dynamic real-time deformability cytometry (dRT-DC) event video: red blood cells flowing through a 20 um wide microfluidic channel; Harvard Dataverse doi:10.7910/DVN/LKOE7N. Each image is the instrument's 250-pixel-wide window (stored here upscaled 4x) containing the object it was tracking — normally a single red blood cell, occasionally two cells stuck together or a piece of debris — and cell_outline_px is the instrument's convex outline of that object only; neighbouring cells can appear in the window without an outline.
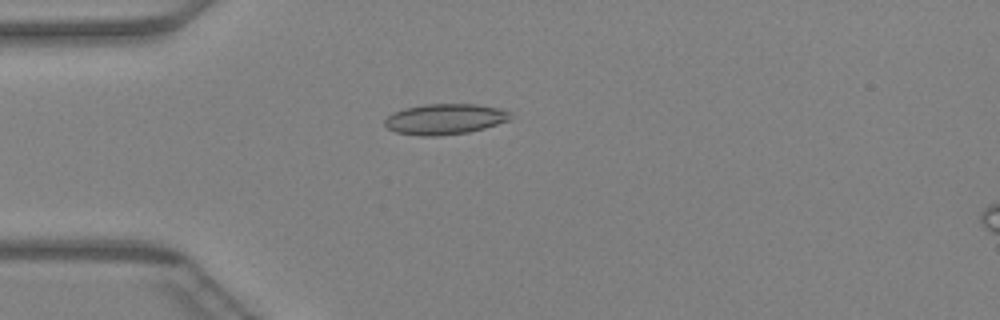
{"species": "Egyptian fruit bat (a non-hibernating species)", "species_latin": "Rousettus aegyptiacus", "temperature_condition": "warm", "stored_images_in_passage": 34, "camera_frame_rate_fps": 3000, "um_per_image_px": 0.085, "animal": {"sex": "female"}, "frame": {"image": 1, "passage_image": 1, "time_ms": 0.0, "image_size_px": [1000, 320], "cell_outline_px": [[512, 120], [484, 128], [468, 132], [440, 136], [420, 136], [396, 132], [388, 128], [384, 124], [384, 120], [392, 112], [404, 108], [424, 104], [476, 104], [500, 108], [508, 112], [512, 116]], "centroid_in_image_um": [37.82, 10.12], "position_along_channel_um": 47.2, "area_um2": 22.6}}
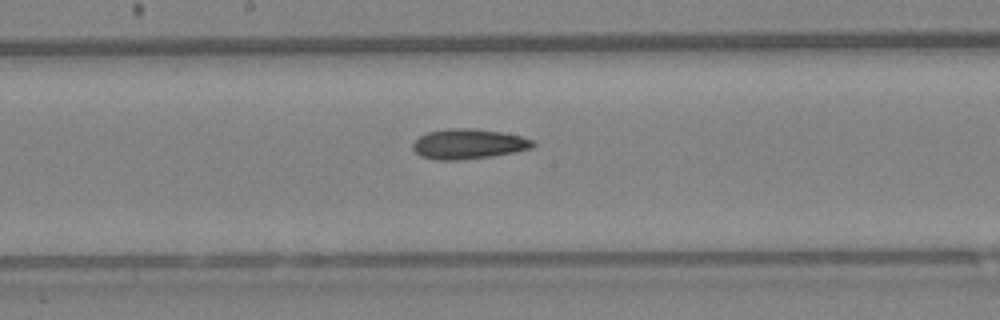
{"frame": {"image": 2, "passage_image": 13, "time_ms": 4.0, "image_size_px": [1000, 320], "cell_outline_px": [[536, 144], [532, 148], [512, 152], [488, 156], [456, 160], [436, 160], [420, 156], [412, 148], [412, 144], [420, 136], [428, 132], [448, 128], [476, 128], [500, 132], [520, 136], [532, 140]], "centroid_in_image_um": [39.78, 12.23], "position_along_channel_um": 208.4, "area_um2": 20.81}}
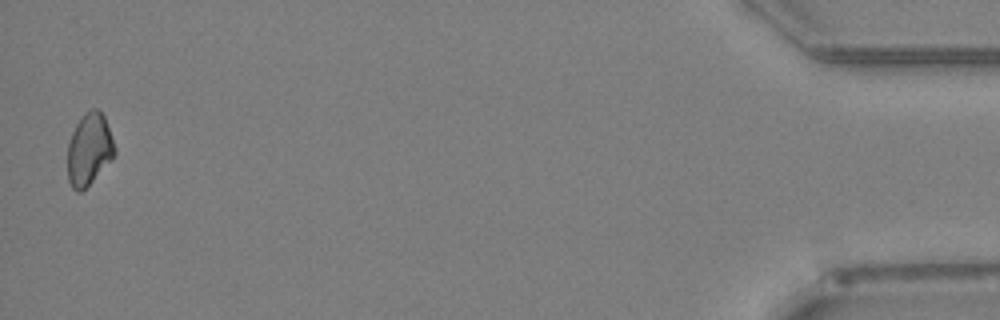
{"frame": {"image": 3, "passage_image": 34, "time_ms": 11.0, "image_size_px": [1000, 320], "cell_outline_px": [[116, 152], [112, 160], [80, 192], [76, 192], [72, 188], [68, 180], [68, 144], [72, 132], [76, 124], [84, 112], [92, 108], [96, 108], [104, 116], [116, 148]], "centroid_in_image_um": [7.58, 12.68], "position_along_channel_um": 427.6, "area_um2": 19.65}}